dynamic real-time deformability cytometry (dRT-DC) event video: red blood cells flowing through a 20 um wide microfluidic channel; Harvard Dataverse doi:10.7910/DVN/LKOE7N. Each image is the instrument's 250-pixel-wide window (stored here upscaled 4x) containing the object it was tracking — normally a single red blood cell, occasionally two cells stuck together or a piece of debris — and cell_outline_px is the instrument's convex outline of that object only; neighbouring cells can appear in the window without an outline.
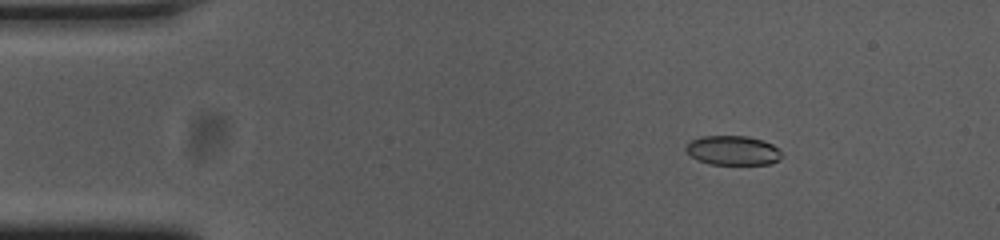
{"species": "common noctule bat (a hibernating species)", "species_latin": "Nyctalus noctula", "temperature_condition": "cold", "stored_images_in_passage": 55, "camera_frame_rate_fps": 3000, "um_per_image_px": 0.085, "animal": {"sex": "female", "body_mass_g": 23.0, "forearm_length_mm": 53.4}, "frame": {"image": 1, "passage_image": 8, "time_ms": 2.333, "image_size_px": [1000, 240], "cell_outline_px": [[784, 156], [780, 160], [768, 164], [712, 164], [700, 160], [692, 156], [684, 148], [692, 140], [700, 136], [748, 136], [764, 140], [772, 144], [784, 152]], "centroid_in_image_um": [62.38, 12.78], "position_along_channel_um": 22.6, "area_um2": 16.47}}
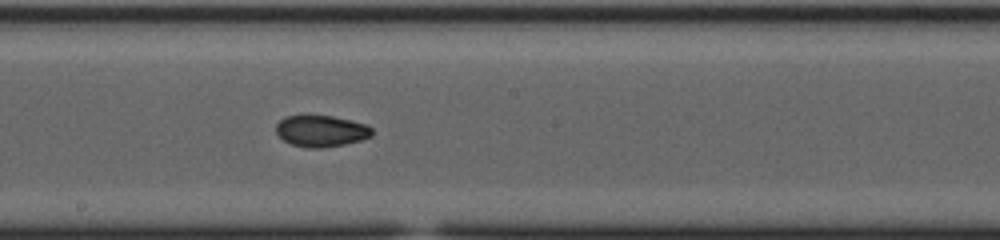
{"frame": {"image": 2, "passage_image": 30, "time_ms": 9.667, "image_size_px": [1000, 240], "cell_outline_px": [[372, 136], [360, 140], [344, 144], [320, 148], [308, 148], [292, 144], [284, 140], [276, 132], [276, 124], [284, 116], [304, 112], [308, 112], [332, 116], [368, 124], [372, 128]], "centroid_in_image_um": [27.26, 11.07], "position_along_channel_um": 220.9, "area_um2": 18.21}}
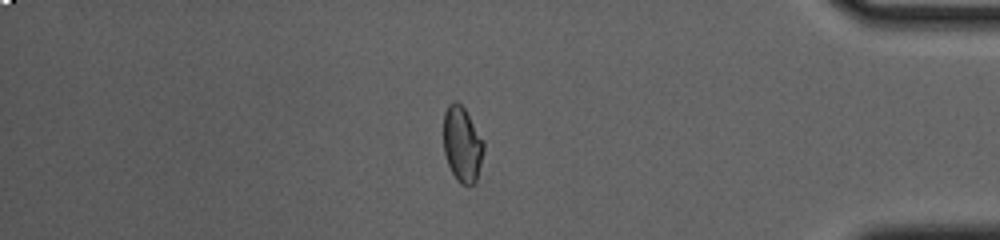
{"frame": {"image": 3, "passage_image": 47, "time_ms": 15.333, "image_size_px": [1000, 240], "cell_outline_px": [[484, 152], [476, 180], [472, 184], [460, 184], [456, 180], [448, 164], [444, 152], [444, 112], [448, 104], [452, 100], [456, 100], [464, 108], [484, 140]], "centroid_in_image_um": [39.29, 12.24], "position_along_channel_um": 395.9, "area_um2": 17.69}, "authors_computed_cell_mechanics": {"area_um2": 17.6868, "velocity_mm_per_s": 3.6984, "shape_relaxation_time_tau1_ms": null, "shape_relaxation_time_tau2_ms": 2.7617, "deformation_change_tau1": null, "deformation_change_tau2": 0.0563}}